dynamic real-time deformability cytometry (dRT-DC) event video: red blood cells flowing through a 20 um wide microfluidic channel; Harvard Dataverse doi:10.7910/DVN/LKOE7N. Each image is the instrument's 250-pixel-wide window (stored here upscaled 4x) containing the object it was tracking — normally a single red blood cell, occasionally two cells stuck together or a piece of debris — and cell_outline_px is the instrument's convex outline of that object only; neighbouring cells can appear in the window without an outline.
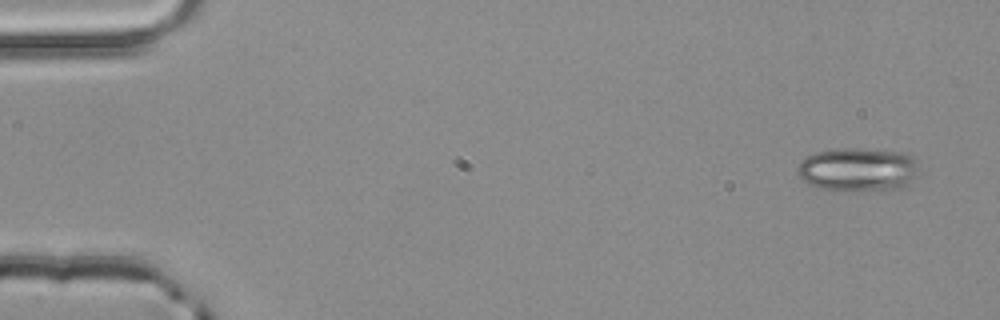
{"species": "common noctule bat (a hibernating species)", "species_latin": "Nyctalus noctula", "temperature_condition": "room temperature", "stored_images_in_passage": 4, "camera_frame_rate_fps": 3000, "um_per_image_px": 0.085, "animal": {"sex": "male", "body_mass_g": 20.4}, "frame": {"image": 1, "passage_image": 1, "time_ms": 0.0, "image_size_px": [1000, 320], "cell_outline_px": [[916, 176], [908, 188], [884, 192], [820, 188], [808, 184], [800, 180], [796, 172], [800, 164], [808, 156], [816, 152], [836, 148], [856, 148], [908, 152], [916, 156]], "centroid_in_image_um": [73.01, 14.42], "position_along_channel_um": 12.0, "area_um2": 31.73}}